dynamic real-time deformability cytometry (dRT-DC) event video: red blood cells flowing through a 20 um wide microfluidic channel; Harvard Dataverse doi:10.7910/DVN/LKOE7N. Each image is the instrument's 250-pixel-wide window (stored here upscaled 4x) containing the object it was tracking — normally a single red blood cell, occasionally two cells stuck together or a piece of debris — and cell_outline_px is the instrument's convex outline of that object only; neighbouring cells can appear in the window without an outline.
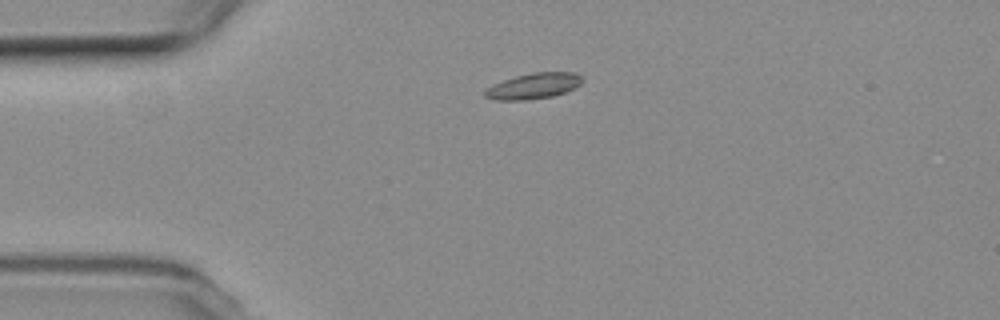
{"species": "common noctule bat (a hibernating species)", "species_latin": "Nyctalus noctula", "temperature_condition": "room temperature", "stored_images_in_passage": 2, "camera_frame_rate_fps": 3000, "um_per_image_px": 0.085, "animal": {"sex": "female", "body_mass_g": 19.3, "forearm_length_mm": 54.1}, "frame": {"image": 1, "passage_image": 1, "time_ms": 0.0, "image_size_px": [1000, 320], "cell_outline_px": [[584, 80], [580, 84], [564, 92], [552, 96], [524, 100], [496, 100], [484, 96], [484, 92], [492, 84], [516, 76], [532, 72], [576, 72], [584, 76]], "centroid_in_image_um": [45.37, 7.29], "position_along_channel_um": 39.6, "area_um2": 14.57}}